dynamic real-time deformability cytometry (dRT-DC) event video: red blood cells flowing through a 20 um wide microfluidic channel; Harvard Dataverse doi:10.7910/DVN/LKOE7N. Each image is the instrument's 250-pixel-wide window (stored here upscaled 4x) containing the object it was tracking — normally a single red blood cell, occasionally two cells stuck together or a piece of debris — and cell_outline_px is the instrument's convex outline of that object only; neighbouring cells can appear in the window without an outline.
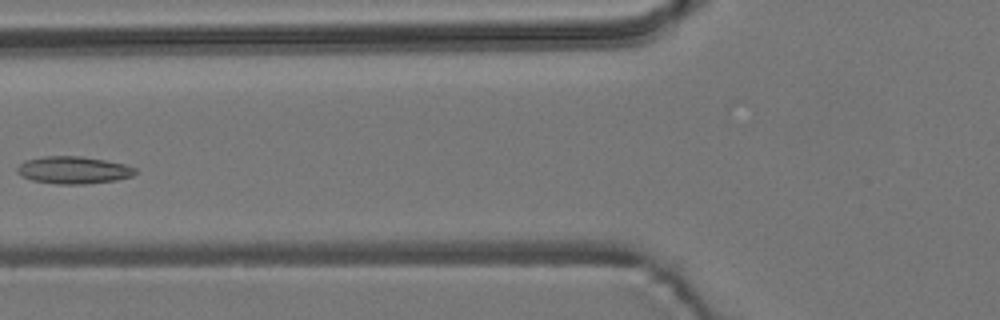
{"species": "common noctule bat (a hibernating species)", "species_latin": "Nyctalus noctula", "temperature_condition": "room temperature", "stored_images_in_passage": 6, "camera_frame_rate_fps": 3000, "um_per_image_px": 0.085, "animal": {"sex": "male", "body_mass_g": 19.2, "forearm_length_mm": 51.8}, "frame": {"image": 1, "passage_image": 6, "time_ms": 6.667, "image_size_px": [1000, 320], "cell_outline_px": [[136, 172], [132, 176], [116, 180], [84, 184], [56, 184], [32, 180], [16, 172], [16, 168], [24, 160], [44, 156], [80, 156], [104, 160], [124, 164], [136, 168]], "centroid_in_image_um": [6.23, 14.45], "position_along_channel_um": 119.6, "area_um2": 18.73}}